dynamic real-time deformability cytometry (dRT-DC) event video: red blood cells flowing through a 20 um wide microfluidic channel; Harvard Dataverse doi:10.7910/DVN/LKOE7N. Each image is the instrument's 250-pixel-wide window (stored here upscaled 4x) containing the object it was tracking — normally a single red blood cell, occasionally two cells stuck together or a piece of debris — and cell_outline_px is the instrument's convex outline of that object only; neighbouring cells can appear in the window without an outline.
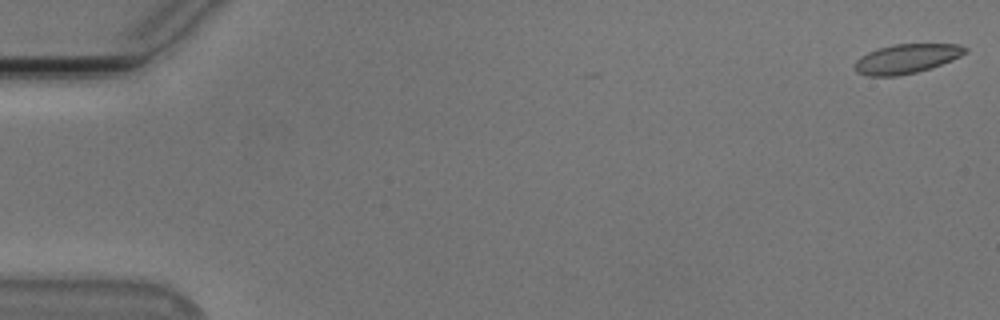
{"species": "Egyptian fruit bat (a non-hibernating species)", "species_latin": "Rousettus aegyptiacus", "temperature_condition": "cold", "stored_images_in_passage": 55, "camera_frame_rate_fps": 3000, "um_per_image_px": 0.085, "animal": {"sex": "male"}, "frame": {"image": 1, "passage_image": 1, "time_ms": 0.0, "image_size_px": [1000, 320], "cell_outline_px": [[968, 52], [952, 60], [932, 68], [916, 72], [896, 76], [868, 76], [856, 72], [856, 60], [860, 56], [868, 52], [892, 44], [960, 44], [968, 48]], "centroid_in_image_um": [77.09, 4.99], "position_along_channel_um": 7.9, "area_um2": 18.9}}
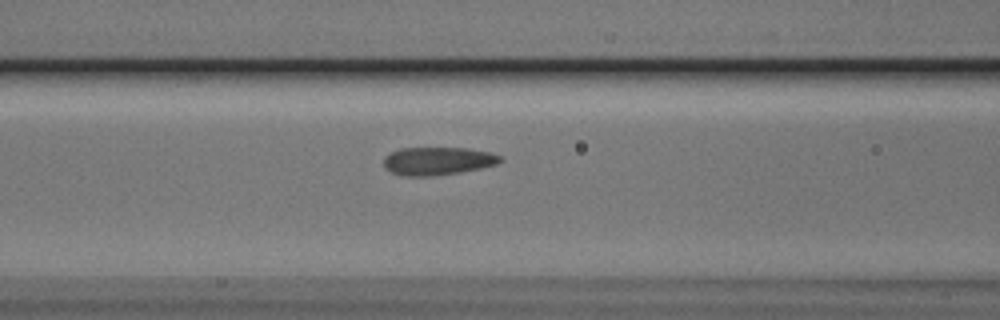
{"frame": {"image": 2, "passage_image": 23, "time_ms": 7.333, "image_size_px": [1000, 320], "cell_outline_px": [[500, 160], [496, 164], [480, 168], [460, 172], [432, 176], [404, 176], [392, 172], [384, 168], [384, 156], [400, 148], [468, 148], [488, 152], [500, 156]], "centroid_in_image_um": [37.15, 13.68], "position_along_channel_um": 129.4, "area_um2": 18.84}}
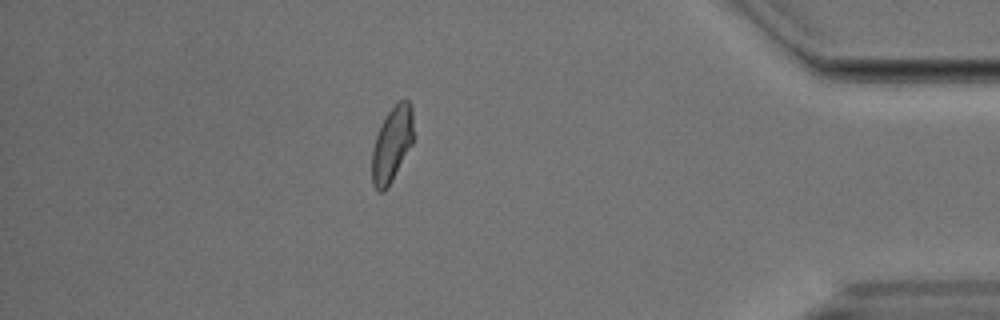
{"frame": {"image": 3, "passage_image": 48, "time_ms": 15.667, "image_size_px": [1000, 320], "cell_outline_px": [[412, 144], [384, 192], [380, 192], [372, 184], [372, 148], [376, 136], [388, 112], [400, 100], [408, 100], [412, 104]], "centroid_in_image_um": [33.3, 12.25], "position_along_channel_um": 401.9, "area_um2": 17.63}, "authors_computed_cell_mechanics": {"area_um2": 19.1318, "velocity_mm_per_s": 3.7524, "shape_relaxation_time_tau1_ms": 3.2634, "shape_relaxation_time_tau2_ms": 1.0643, "deformation_change_tau1": 0.1313, "deformation_change_tau2": 0.0608}}